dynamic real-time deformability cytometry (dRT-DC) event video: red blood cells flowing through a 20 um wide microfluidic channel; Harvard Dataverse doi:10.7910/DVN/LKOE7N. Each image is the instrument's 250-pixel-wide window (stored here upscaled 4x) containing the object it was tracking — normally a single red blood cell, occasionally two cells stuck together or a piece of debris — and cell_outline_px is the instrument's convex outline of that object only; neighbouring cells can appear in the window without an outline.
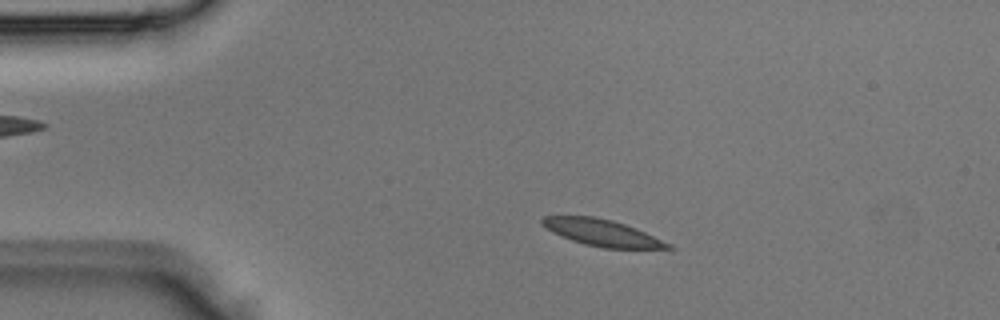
{"species": "Egyptian fruit bat (a non-hibernating species)", "species_latin": "Rousettus aegyptiacus", "temperature_condition": "room temperature", "stored_images_in_passage": 3, "camera_frame_rate_fps": 3000, "um_per_image_px": 0.085, "animal": {"sex": "male"}, "frame": {"image": 1, "passage_image": 1, "time_ms": 0.0, "image_size_px": [1000, 320], "cell_outline_px": [[676, 248], [604, 248], [584, 244], [572, 240], [552, 232], [540, 224], [540, 220], [544, 216], [592, 216], [612, 220], [636, 228], [672, 244]], "centroid_in_image_um": [51.16, 19.77], "position_along_channel_um": 33.8, "area_um2": 19.36}}
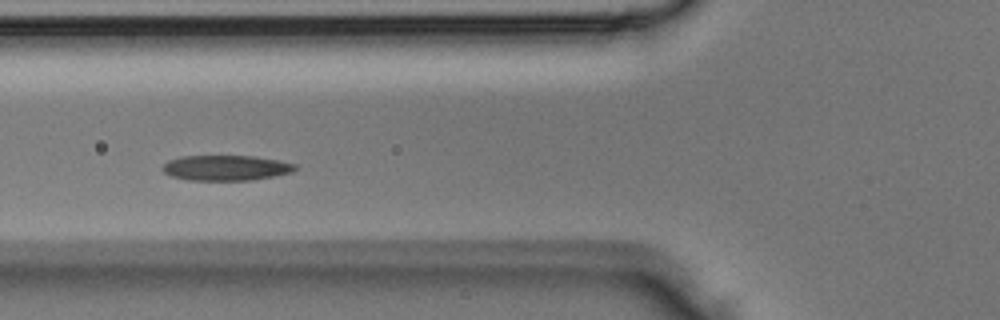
{"frame": {"image": 2, "passage_image": 3, "time_ms": 0.667, "image_size_px": [1000, 320], "cell_outline_px": [[300, 168], [292, 172], [252, 180], [188, 180], [172, 176], [164, 172], [164, 164], [168, 160], [180, 156], [252, 156], [280, 160], [296, 164]], "centroid_in_image_um": [19.25, 14.26], "position_along_channel_um": 106.6, "area_um2": 19.54}}